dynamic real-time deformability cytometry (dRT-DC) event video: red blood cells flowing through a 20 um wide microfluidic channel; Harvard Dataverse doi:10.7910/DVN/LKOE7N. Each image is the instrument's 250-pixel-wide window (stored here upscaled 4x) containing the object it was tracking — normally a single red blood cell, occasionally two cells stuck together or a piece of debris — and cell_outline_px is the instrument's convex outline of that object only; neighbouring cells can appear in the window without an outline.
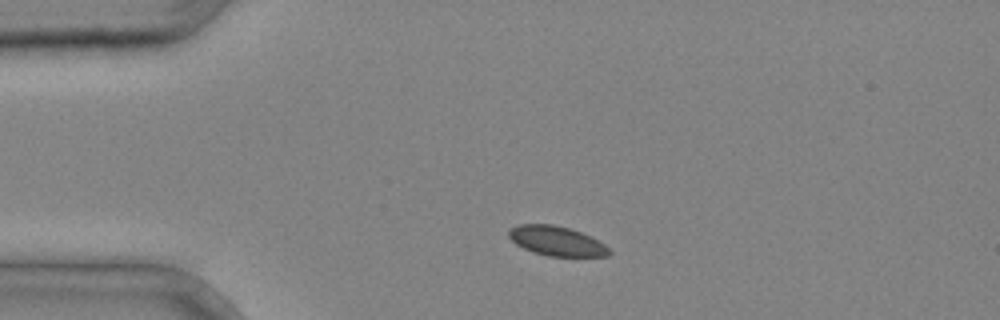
{"species": "common noctule bat (a hibernating species)", "species_latin": "Nyctalus noctula", "temperature_condition": "cold", "stored_images_in_passage": 3, "camera_frame_rate_fps": 3000, "um_per_image_px": 0.085, "animal": {"sex": "male", "body_mass_g": 20.4}, "frame": {"image": 1, "passage_image": 1, "time_ms": 0.0, "image_size_px": [1000, 320], "cell_outline_px": [[612, 252], [608, 256], [548, 256], [532, 252], [516, 244], [508, 236], [508, 228], [516, 224], [552, 224], [568, 228], [580, 232], [604, 244]], "centroid_in_image_um": [47.26, 20.48], "position_along_channel_um": 37.7, "area_um2": 17.22}}
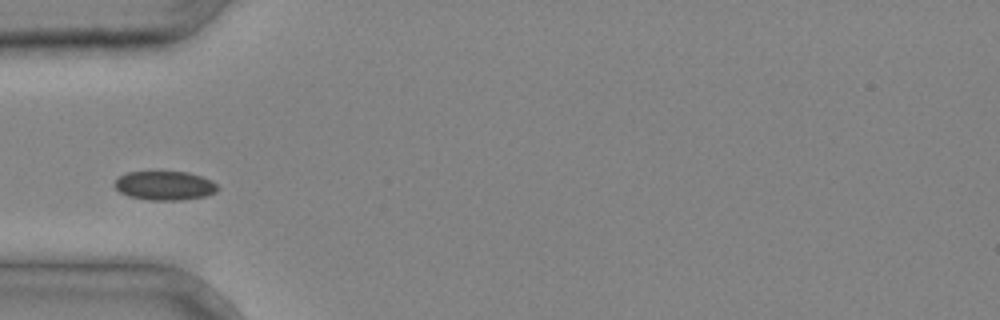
{"frame": {"image": 2, "passage_image": 2, "time_ms": 0.333, "image_size_px": [1000, 320], "cell_outline_px": [[220, 188], [216, 192], [204, 196], [180, 200], [148, 200], [128, 196], [120, 192], [112, 184], [120, 176], [128, 172], [188, 172], [212, 180]], "centroid_in_image_um": [14.0, 15.78], "position_along_channel_um": 71.0, "area_um2": 17.4}}